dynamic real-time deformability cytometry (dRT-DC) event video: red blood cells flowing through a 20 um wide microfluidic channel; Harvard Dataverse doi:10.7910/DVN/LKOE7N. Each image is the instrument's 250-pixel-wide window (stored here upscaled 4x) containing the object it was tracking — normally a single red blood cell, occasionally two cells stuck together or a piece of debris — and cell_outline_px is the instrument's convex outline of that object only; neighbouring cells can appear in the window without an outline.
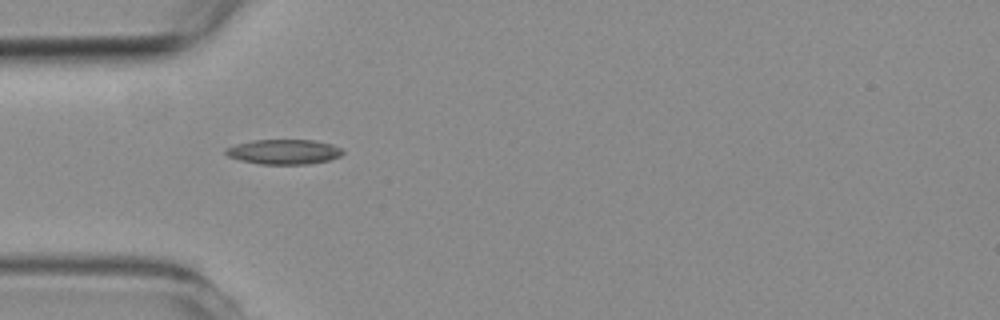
{"species": "common noctule bat (a hibernating species)", "species_latin": "Nyctalus noctula", "temperature_condition": "room temperature", "stored_images_in_passage": 2, "camera_frame_rate_fps": 3000, "um_per_image_px": 0.085, "animal": {"sex": "female", "body_mass_g": 19.3, "forearm_length_mm": 54.1}, "frame": {"image": 1, "passage_image": 1, "time_ms": 0.0, "image_size_px": [1000, 320], "cell_outline_px": [[344, 152], [340, 156], [328, 160], [308, 164], [260, 164], [240, 160], [228, 156], [224, 152], [224, 148], [236, 144], [252, 140], [312, 140], [332, 144], [340, 148]], "centroid_in_image_um": [24.1, 12.9], "position_along_channel_um": 60.9, "area_um2": 16.94}}
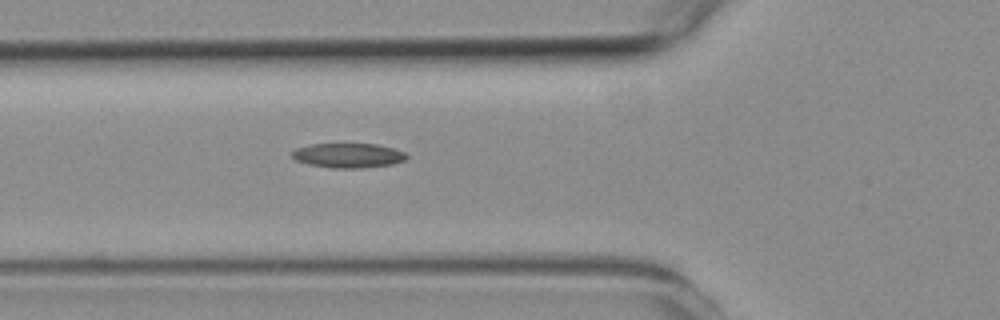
{"frame": {"image": 2, "passage_image": 2, "time_ms": 1.0, "image_size_px": [1000, 320], "cell_outline_px": [[408, 156], [404, 160], [392, 164], [360, 168], [332, 168], [312, 164], [296, 160], [292, 156], [292, 152], [296, 148], [312, 144], [376, 144], [392, 148], [404, 152]], "centroid_in_image_um": [29.61, 13.21], "position_along_channel_um": 96.2, "area_um2": 16.13}}